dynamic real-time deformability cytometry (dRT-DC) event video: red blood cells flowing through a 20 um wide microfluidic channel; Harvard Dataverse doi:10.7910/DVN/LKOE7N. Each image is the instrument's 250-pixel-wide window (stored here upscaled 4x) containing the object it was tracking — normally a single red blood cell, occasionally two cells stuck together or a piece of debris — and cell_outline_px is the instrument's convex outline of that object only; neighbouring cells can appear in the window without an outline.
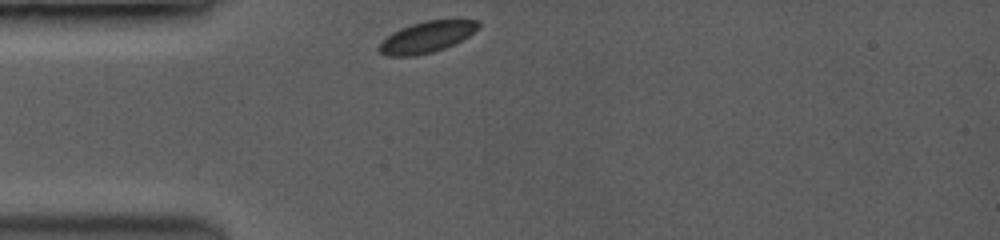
{"species": "common noctule bat (a hibernating species)", "species_latin": "Nyctalus noctula", "temperature_condition": "room temperature", "stored_images_in_passage": 2, "camera_frame_rate_fps": 3500, "um_per_image_px": 0.085, "animal": {"sex": "female", "body_mass_g": 19.0, "forearm_length_mm": 53.3}, "frame": {"image": 1, "passage_image": 1, "time_ms": 0.0, "image_size_px": [1000, 240], "cell_outline_px": [[480, 24], [468, 36], [444, 48], [432, 52], [416, 56], [388, 56], [380, 52], [376, 48], [392, 32], [400, 28], [424, 20], [480, 20]], "centroid_in_image_um": [36.23, 3.15], "position_along_channel_um": 48.8, "area_um2": 17.74}}